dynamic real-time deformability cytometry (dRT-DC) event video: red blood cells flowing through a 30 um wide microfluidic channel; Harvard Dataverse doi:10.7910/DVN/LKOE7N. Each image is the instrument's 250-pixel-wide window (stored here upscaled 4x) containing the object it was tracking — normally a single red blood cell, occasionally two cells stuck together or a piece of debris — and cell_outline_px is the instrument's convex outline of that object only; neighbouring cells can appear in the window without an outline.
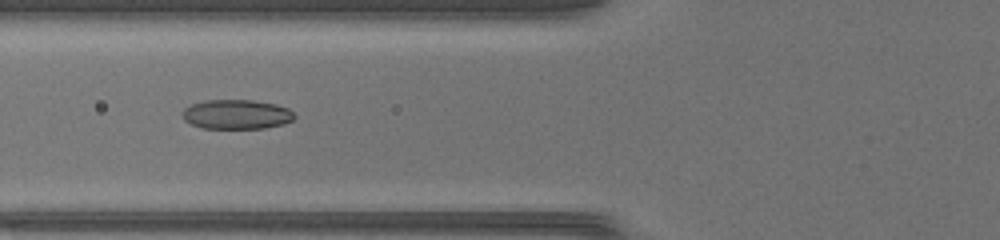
{"species": "common noctule bat (a hibernating species)", "species_latin": "Nyctalus noctula", "temperature_condition": "warm", "stored_images_in_passage": 23, "camera_frame_rate_fps": 3000, "um_per_image_px": 0.085, "animal": {"sex": "female", "body_mass_g": 17.0, "forearm_length_mm": 48.0}, "frame": {"image": 1, "passage_image": 20, "time_ms": 6.333, "image_size_px": [1000, 240], "cell_outline_px": [[296, 116], [292, 120], [284, 124], [264, 128], [204, 128], [192, 124], [184, 120], [184, 108], [192, 104], [204, 100], [252, 100], [276, 104], [288, 108]], "centroid_in_image_um": [20.13, 9.71], "position_along_channel_um": 105.7, "area_um2": 19.13}}